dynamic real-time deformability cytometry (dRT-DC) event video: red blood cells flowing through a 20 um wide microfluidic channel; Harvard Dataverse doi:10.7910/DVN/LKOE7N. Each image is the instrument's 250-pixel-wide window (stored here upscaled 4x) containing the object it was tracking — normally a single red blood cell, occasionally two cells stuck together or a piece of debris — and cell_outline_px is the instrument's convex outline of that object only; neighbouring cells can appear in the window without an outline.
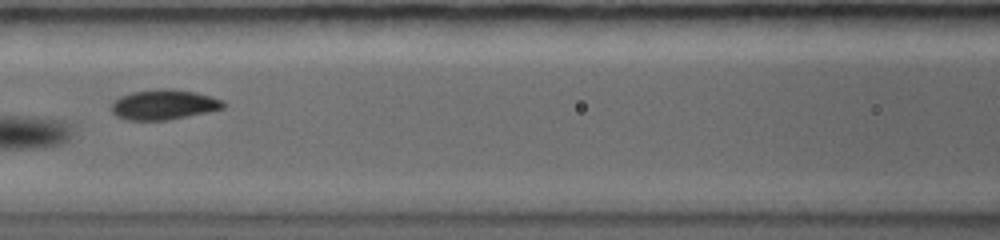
{"species": "common noctule bat (a hibernating species)", "species_latin": "Nyctalus noctula", "temperature_condition": "warm", "stored_images_in_passage": 3, "camera_frame_rate_fps": 5000, "um_per_image_px": 0.085, "animal": {"sex": "female", "body_mass_g": 19.0, "forearm_length_mm": 56.7}, "frame": {"image": 1, "passage_image": 3, "time_ms": 2.0, "image_size_px": [1000, 240], "cell_outline_px": [[224, 108], [208, 112], [168, 120], [128, 120], [116, 116], [112, 112], [112, 100], [120, 96], [132, 92], [160, 88], [172, 88], [196, 92], [224, 100]], "centroid_in_image_um": [13.92, 8.88], "position_along_channel_um": 152.7, "area_um2": 19.77}}